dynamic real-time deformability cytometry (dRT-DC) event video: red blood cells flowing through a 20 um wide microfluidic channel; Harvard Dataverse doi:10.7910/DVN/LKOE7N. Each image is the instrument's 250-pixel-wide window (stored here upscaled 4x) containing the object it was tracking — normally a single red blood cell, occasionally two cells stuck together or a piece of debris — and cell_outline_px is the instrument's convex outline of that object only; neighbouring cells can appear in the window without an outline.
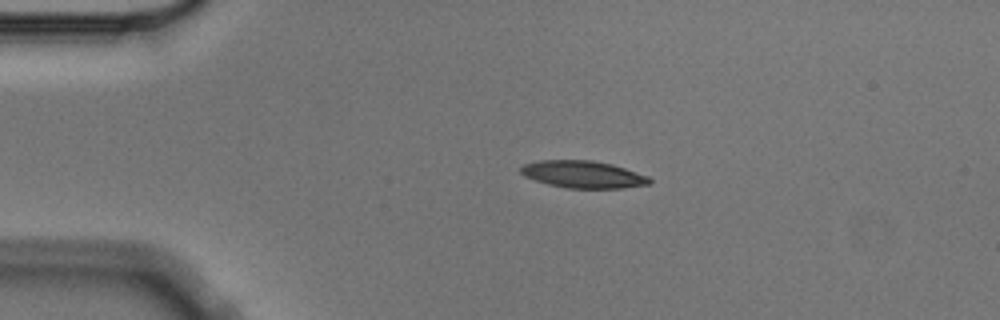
{"species": "Egyptian fruit bat (a non-hibernating species)", "species_latin": "Rousettus aegyptiacus", "temperature_condition": "cold", "stored_images_in_passage": 2, "camera_frame_rate_fps": 3000, "um_per_image_px": 0.085, "animal": {"sex": "male"}, "frame": {"image": 1, "passage_image": 1, "time_ms": 0.0, "image_size_px": [1000, 320], "cell_outline_px": [[652, 184], [624, 188], [564, 188], [548, 184], [524, 176], [520, 172], [520, 168], [524, 164], [540, 160], [592, 160], [612, 164], [648, 176], [652, 180]], "centroid_in_image_um": [49.58, 14.83], "position_along_channel_um": 35.4, "area_um2": 20.46}}